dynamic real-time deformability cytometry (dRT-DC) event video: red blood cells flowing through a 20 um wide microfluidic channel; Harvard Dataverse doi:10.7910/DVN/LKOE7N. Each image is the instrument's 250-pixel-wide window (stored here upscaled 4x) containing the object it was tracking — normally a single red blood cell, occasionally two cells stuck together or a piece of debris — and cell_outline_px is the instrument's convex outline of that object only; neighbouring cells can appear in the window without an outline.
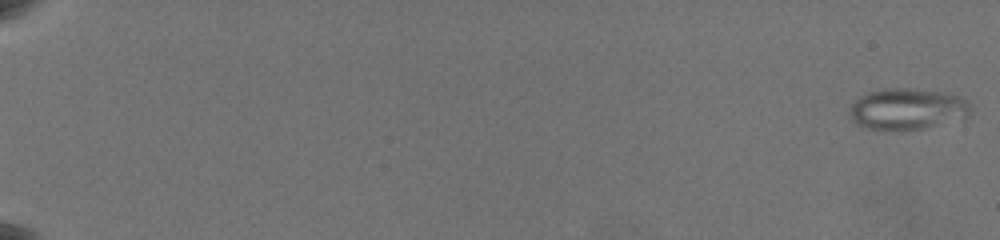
{"species": "common noctule bat (a hibernating species)", "species_latin": "Nyctalus noctula", "temperature_condition": "warm", "stored_images_in_passage": 48, "camera_frame_rate_fps": 3000, "um_per_image_px": 0.085, "animal": {"sex": "female", "body_mass_g": 19.5, "forearm_length_mm": 54.1}, "frame": {"image": 1, "passage_image": 1, "time_ms": 0.0, "image_size_px": [1000, 240], "cell_outline_px": [[972, 112], [964, 120], [904, 132], [896, 132], [868, 128], [856, 124], [852, 120], [848, 112], [852, 104], [860, 96], [868, 92], [884, 88], [912, 88], [940, 92], [964, 96], [972, 104]], "centroid_in_image_um": [77.19, 9.29], "position_along_channel_um": 7.8, "area_um2": 30.23}}
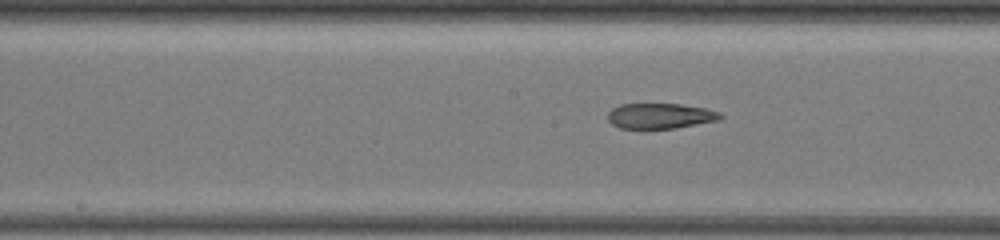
{"frame": {"image": 2, "passage_image": 29, "time_ms": 11.667, "image_size_px": [1000, 240], "cell_outline_px": [[724, 116], [720, 120], [676, 128], [620, 128], [612, 124], [608, 120], [608, 112], [612, 108], [620, 104], [680, 104], [704, 108], [720, 112]], "centroid_in_image_um": [56.13, 9.85], "position_along_channel_um": 192.1, "area_um2": 16.65}}
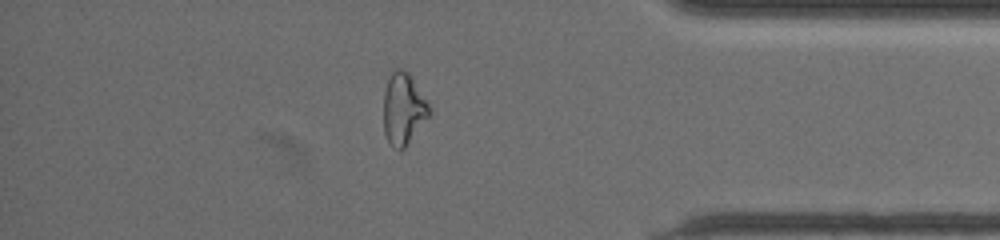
{"frame": {"image": 3, "passage_image": 44, "time_ms": 18.0, "image_size_px": [1000, 240], "cell_outline_px": [[428, 116], [404, 148], [400, 152], [392, 148], [384, 132], [384, 92], [392, 68], [400, 68], [408, 72], [428, 104]], "centroid_in_image_um": [34.24, 9.26], "position_along_channel_um": 401.0, "area_um2": 18.67}, "authors_computed_cell_mechanics": {"area_um2": 20.9525, "velocity_mm_per_s": 3.5907, "shape_relaxation_time_tau1_ms": null, "shape_relaxation_time_tau2_ms": 3.4989, "deformation_change_tau1": null, "deformation_change_tau2": 0.1332}}